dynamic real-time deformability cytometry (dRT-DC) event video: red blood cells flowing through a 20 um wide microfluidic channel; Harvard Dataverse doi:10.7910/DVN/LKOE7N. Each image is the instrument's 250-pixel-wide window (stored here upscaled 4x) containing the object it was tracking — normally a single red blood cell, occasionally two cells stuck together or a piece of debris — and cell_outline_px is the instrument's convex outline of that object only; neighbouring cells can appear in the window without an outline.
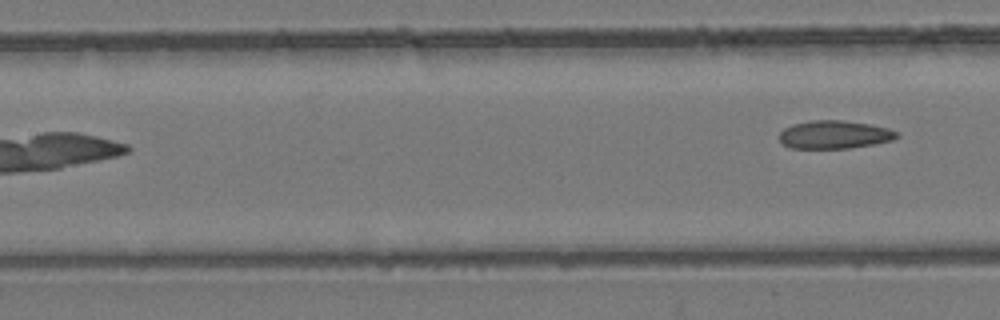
{"species": "common noctule bat (a hibernating species)", "species_latin": "Nyctalus noctula", "temperature_condition": "room temperature", "stored_images_in_passage": 6, "camera_frame_rate_fps": 3000, "um_per_image_px": 0.085, "animal": {"sex": "female", "body_mass_g": 24.6, "forearm_length_mm": 56.2}, "frame": {"image": 1, "passage_image": 6, "time_ms": 7.0, "image_size_px": [1000, 320], "cell_outline_px": [[900, 136], [892, 140], [872, 144], [848, 148], [792, 148], [784, 144], [780, 140], [780, 132], [784, 128], [792, 124], [808, 120], [844, 120], [868, 124], [888, 128], [900, 132]], "centroid_in_image_um": [70.94, 11.43], "position_along_channel_um": 136.5, "area_um2": 19.25}}